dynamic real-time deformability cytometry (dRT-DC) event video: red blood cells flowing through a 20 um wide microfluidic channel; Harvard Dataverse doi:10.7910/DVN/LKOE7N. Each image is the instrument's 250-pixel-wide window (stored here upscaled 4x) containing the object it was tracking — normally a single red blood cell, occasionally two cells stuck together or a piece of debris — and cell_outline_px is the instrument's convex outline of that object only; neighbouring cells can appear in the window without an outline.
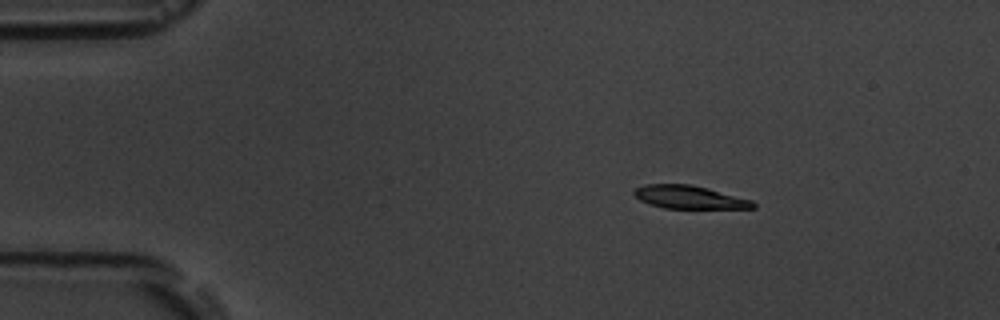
{"species": "common noctule bat (a hibernating species)", "species_latin": "Nyctalus noctula", "temperature_condition": "room temperature", "stored_images_in_passage": 4, "camera_frame_rate_fps": 3000, "um_per_image_px": 0.085, "animal": {"sex": "male", "body_mass_g": 19.5, "forearm_length_mm": 54.6}, "frame": {"image": 1, "passage_image": 2, "time_ms": 1.333, "image_size_px": [1000, 320], "cell_outline_px": [[756, 208], [664, 208], [648, 204], [640, 200], [632, 192], [636, 188], [644, 184], [692, 184], [708, 188], [752, 200], [756, 204]], "centroid_in_image_um": [58.58, 16.75], "position_along_channel_um": 26.4, "area_um2": 16.01}}